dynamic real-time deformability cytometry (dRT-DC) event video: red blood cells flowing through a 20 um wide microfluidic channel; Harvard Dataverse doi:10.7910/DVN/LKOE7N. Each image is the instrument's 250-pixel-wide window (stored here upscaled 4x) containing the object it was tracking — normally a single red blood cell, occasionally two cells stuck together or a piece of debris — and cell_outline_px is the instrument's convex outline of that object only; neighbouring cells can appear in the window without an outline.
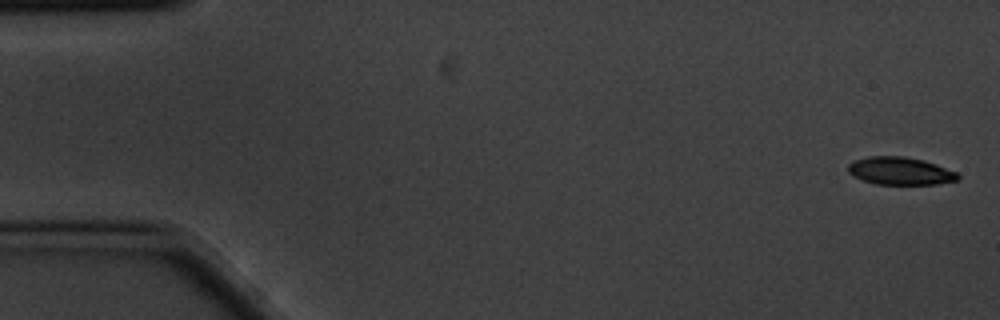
{"species": "common noctule bat (a hibernating species)", "species_latin": "Nyctalus noctula", "temperature_condition": "cold", "stored_images_in_passage": 5, "camera_frame_rate_fps": 3000, "um_per_image_px": 0.085, "animal": {"sex": "male", "body_mass_g": 20.1, "forearm_length_mm": 53.5}, "frame": {"image": 1, "passage_image": 1, "time_ms": 0.0, "image_size_px": [1000, 320], "cell_outline_px": [[960, 180], [936, 184], [876, 184], [852, 176], [848, 172], [848, 164], [856, 160], [868, 156], [904, 156], [924, 160], [936, 164], [956, 172], [960, 176]], "centroid_in_image_um": [76.53, 14.53], "position_along_channel_um": 8.5, "area_um2": 17.74}}
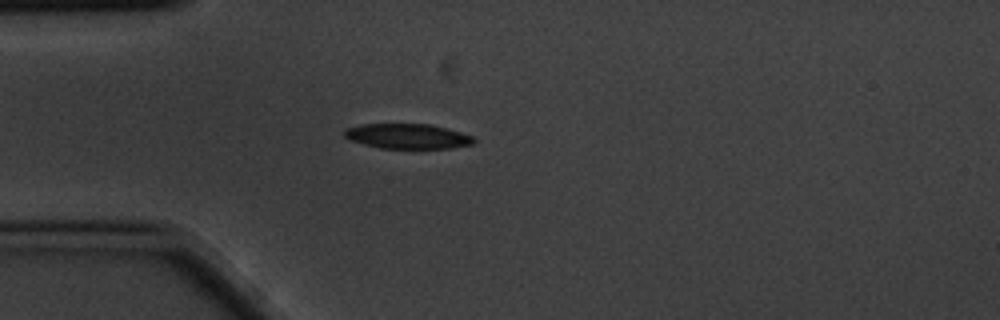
{"frame": {"image": 2, "passage_image": 5, "time_ms": 1.333, "image_size_px": [1000, 320], "cell_outline_px": [[476, 140], [472, 144], [452, 148], [380, 148], [348, 140], [344, 136], [344, 128], [364, 124], [432, 124], [460, 132], [472, 136]], "centroid_in_image_um": [34.62, 11.58], "position_along_channel_um": 50.4, "area_um2": 18.84}}